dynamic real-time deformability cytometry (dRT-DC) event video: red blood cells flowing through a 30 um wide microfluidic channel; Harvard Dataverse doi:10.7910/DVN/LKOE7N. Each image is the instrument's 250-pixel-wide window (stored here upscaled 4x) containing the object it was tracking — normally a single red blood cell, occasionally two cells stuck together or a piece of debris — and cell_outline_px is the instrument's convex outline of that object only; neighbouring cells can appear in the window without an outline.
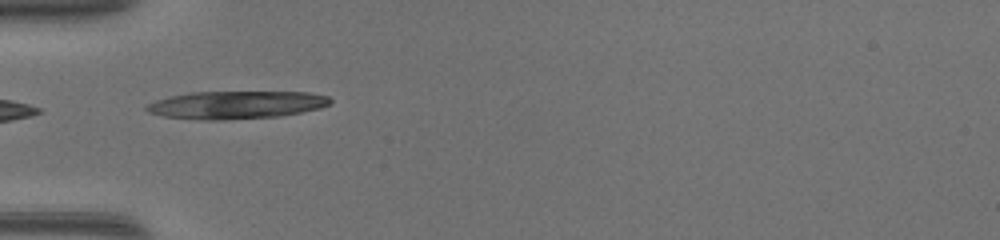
{"species": "common noctule bat (a hibernating species)", "species_latin": "Nyctalus noctula", "temperature_condition": "warm", "stored_images_in_passage": 32, "camera_frame_rate_fps": 3000, "um_per_image_px": 0.085, "animal": {"sex": "female", "body_mass_g": 17.0, "forearm_length_mm": 48.0}, "frame": {"image": 1, "passage_image": 1, "time_ms": 0.0, "image_size_px": [1000, 240], "cell_outline_px": [[332, 104], [320, 108], [280, 116], [224, 120], [204, 120], [164, 116], [148, 112], [144, 108], [148, 104], [156, 100], [168, 96], [192, 92], [308, 92], [328, 96], [332, 100]], "centroid_in_image_um": [20.09, 8.91], "position_along_channel_um": 64.9, "area_um2": 29.82}}
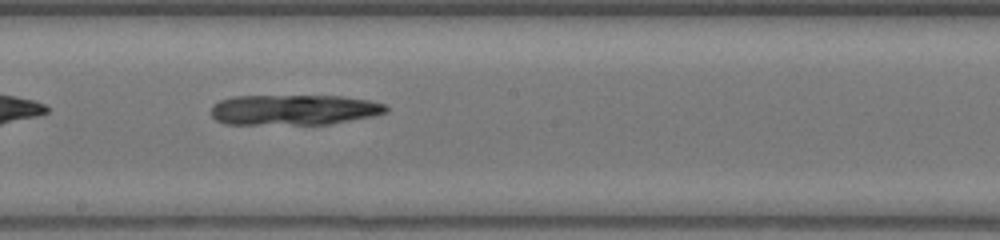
{"frame": {"image": 2, "passage_image": 12, "time_ms": 3.667, "image_size_px": [1000, 240], "cell_outline_px": [[388, 112], [372, 116], [328, 124], [224, 124], [216, 120], [212, 116], [212, 104], [220, 100], [232, 96], [344, 96], [368, 100], [384, 104], [388, 108]], "centroid_in_image_um": [24.96, 9.33], "position_along_channel_um": 223.2, "area_um2": 31.04}}
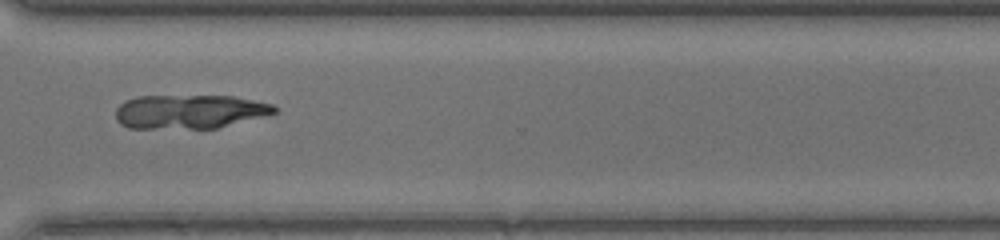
{"frame": {"image": 3, "passage_image": 21, "time_ms": 6.667, "image_size_px": [1000, 240], "cell_outline_px": [[280, 108], [276, 112], [216, 128], [128, 128], [120, 124], [116, 120], [116, 108], [124, 100], [136, 96], [232, 96], [272, 104]], "centroid_in_image_um": [16.05, 9.48], "position_along_channel_um": 354.6, "area_um2": 31.27}}